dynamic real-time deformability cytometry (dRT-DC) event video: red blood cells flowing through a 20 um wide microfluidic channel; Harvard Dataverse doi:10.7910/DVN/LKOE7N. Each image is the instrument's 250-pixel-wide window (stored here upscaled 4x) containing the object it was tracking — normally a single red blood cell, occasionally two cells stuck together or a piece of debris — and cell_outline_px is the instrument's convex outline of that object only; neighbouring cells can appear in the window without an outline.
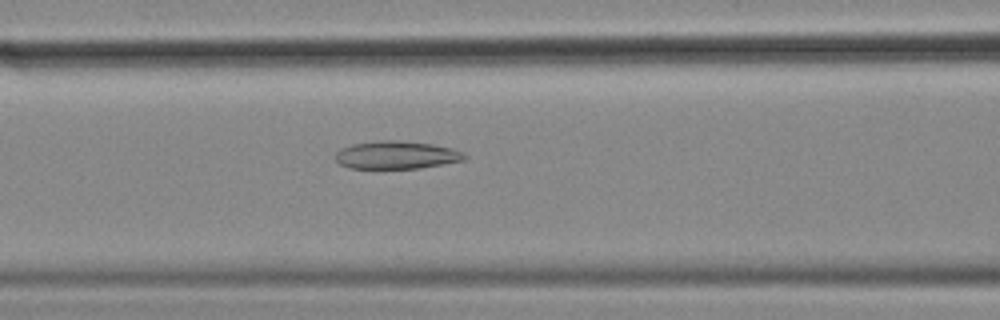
{"species": "common noctule bat (a hibernating species)", "species_latin": "Nyctalus noctula", "temperature_condition": "cold", "stored_images_in_passage": 51, "camera_frame_rate_fps": 3000, "um_per_image_px": 0.085, "animal": {"sex": "female", "body_mass_g": 18.4}, "frame": {"image": 1, "passage_image": 18, "time_ms": 5.667, "image_size_px": [1000, 320], "cell_outline_px": [[468, 156], [464, 160], [420, 168], [348, 168], [340, 164], [336, 160], [336, 152], [340, 148], [352, 144], [380, 140], [396, 140], [432, 144], [452, 148]], "centroid_in_image_um": [33.67, 13.17], "position_along_channel_um": 132.9, "area_um2": 20.87}}
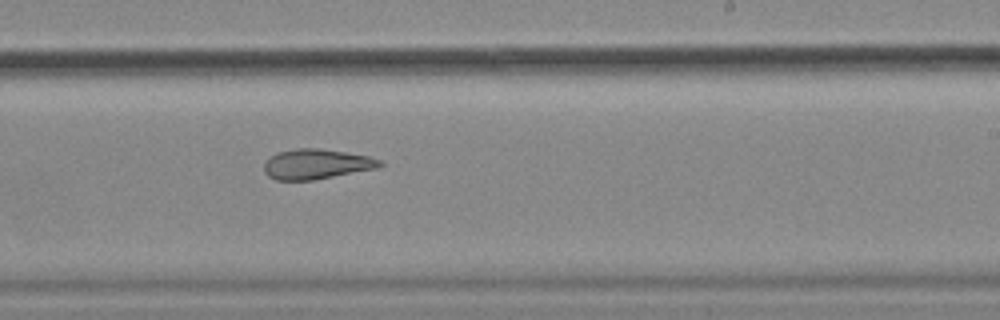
{"frame": {"image": 2, "passage_image": 29, "time_ms": 9.333, "image_size_px": [1000, 320], "cell_outline_px": [[384, 164], [376, 168], [312, 180], [276, 180], [268, 176], [264, 172], [264, 160], [276, 152], [296, 148], [320, 148], [368, 156], [380, 160]], "centroid_in_image_um": [26.82, 13.94], "position_along_channel_um": 262.2, "area_um2": 20.23}}
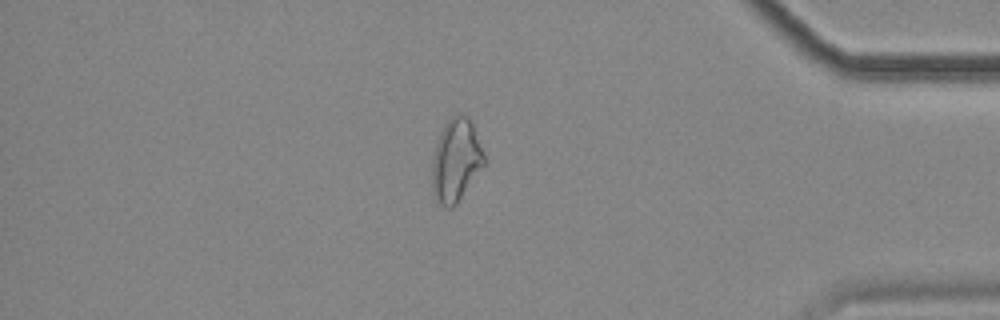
{"frame": {"image": 3, "passage_image": 43, "time_ms": 14.0, "image_size_px": [1000, 320], "cell_outline_px": [[488, 164], [456, 204], [452, 208], [448, 208], [440, 204], [432, 192], [432, 164], [436, 144], [440, 132], [448, 120], [452, 116], [460, 112], [464, 112], [468, 116], [472, 124], [484, 152]], "centroid_in_image_um": [38.8, 13.63], "position_along_channel_um": 396.4, "area_um2": 25.61}, "authors_computed_cell_mechanics": {"area_um2": 23.0044, "velocity_mm_per_s": 3.5408, "shape_relaxation_time_tau1_ms": null, "shape_relaxation_time_tau2_ms": 5.5096, "deformation_change_tau1": null, "deformation_change_tau2": 0.1466}}